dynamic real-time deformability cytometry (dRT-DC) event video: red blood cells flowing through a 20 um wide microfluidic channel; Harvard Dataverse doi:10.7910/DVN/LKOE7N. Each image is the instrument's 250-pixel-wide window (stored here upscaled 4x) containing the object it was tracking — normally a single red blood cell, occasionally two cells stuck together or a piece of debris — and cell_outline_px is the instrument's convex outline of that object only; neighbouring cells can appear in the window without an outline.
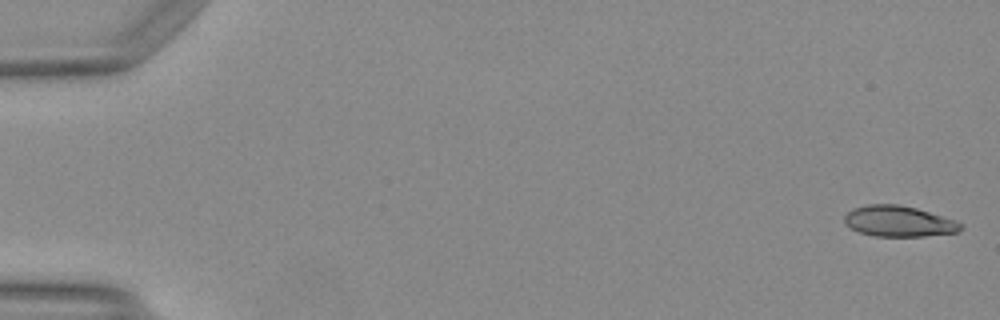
{"species": "Egyptian fruit bat (a non-hibernating species)", "species_latin": "Rousettus aegyptiacus", "temperature_condition": "warm", "stored_images_in_passage": 50, "camera_frame_rate_fps": 3000, "um_per_image_px": 0.085, "animal": {"sex": "female"}, "frame": {"image": 1, "passage_image": 1, "time_ms": 0.0, "image_size_px": [1000, 320], "cell_outline_px": [[964, 228], [960, 232], [924, 236], [876, 236], [860, 232], [844, 224], [844, 216], [852, 208], [868, 204], [900, 204], [916, 208], [956, 220]], "centroid_in_image_um": [76.4, 18.8], "position_along_channel_um": 8.6, "area_um2": 20.92}}
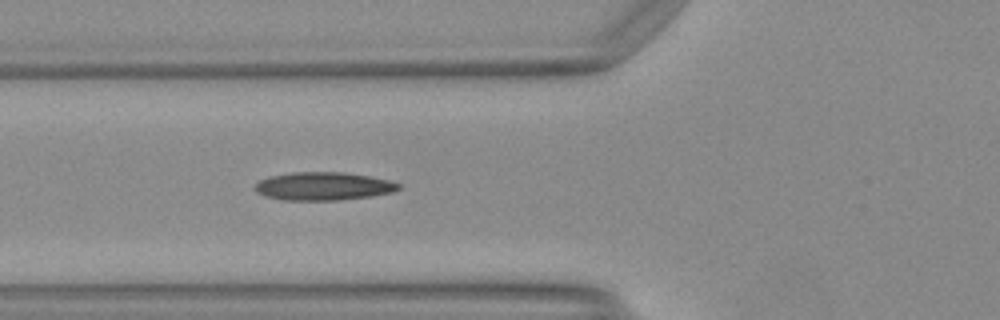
{"frame": {"image": 2, "passage_image": 19, "time_ms": 6.0, "image_size_px": [1000, 320], "cell_outline_px": [[400, 188], [392, 192], [368, 196], [340, 200], [284, 200], [264, 196], [256, 192], [252, 188], [260, 180], [268, 176], [292, 172], [344, 172], [368, 176], [388, 180], [400, 184]], "centroid_in_image_um": [27.42, 15.82], "position_along_channel_um": 98.4, "area_um2": 23.52}}
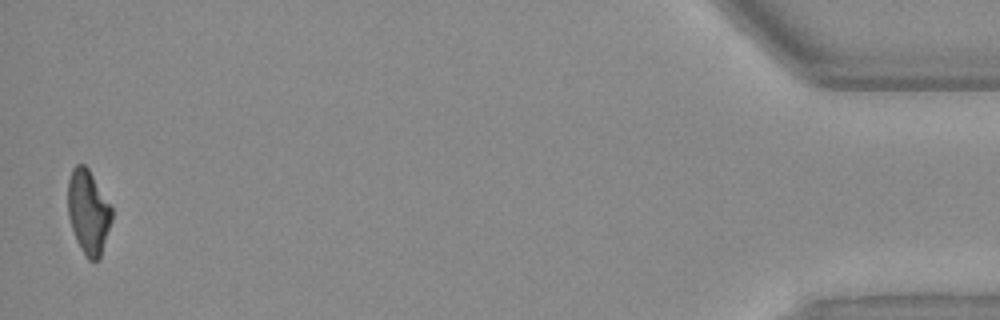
{"frame": {"image": 3, "passage_image": 49, "time_ms": 16.0, "image_size_px": [1000, 320], "cell_outline_px": [[112, 220], [100, 256], [96, 260], [88, 260], [84, 256], [76, 240], [68, 216], [68, 180], [72, 168], [76, 164], [84, 164], [88, 168], [112, 208]], "centroid_in_image_um": [7.49, 18.01], "position_along_channel_um": 427.7, "area_um2": 21.39}, "authors_computed_cell_mechanics": {"area_um2": 22.1663, "velocity_mm_per_s": 4.1581, "shape_relaxation_time_tau1_ms": null, "shape_relaxation_time_tau2_ms": 2.8149, "deformation_change_tau1": null, "deformation_change_tau2": 0.1146}}